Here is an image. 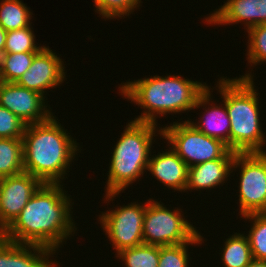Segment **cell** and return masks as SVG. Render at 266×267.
I'll return each instance as SVG.
<instances>
[{
  "mask_svg": "<svg viewBox=\"0 0 266 267\" xmlns=\"http://www.w3.org/2000/svg\"><path fill=\"white\" fill-rule=\"evenodd\" d=\"M247 267H266V260L253 258Z\"/></svg>",
  "mask_w": 266,
  "mask_h": 267,
  "instance_id": "f546056e",
  "label": "cell"
},
{
  "mask_svg": "<svg viewBox=\"0 0 266 267\" xmlns=\"http://www.w3.org/2000/svg\"><path fill=\"white\" fill-rule=\"evenodd\" d=\"M169 149L158 152L157 155H150L147 170L156 180L163 183L171 190L186 192L188 183V166L187 164L173 151ZM169 150V151H167Z\"/></svg>",
  "mask_w": 266,
  "mask_h": 267,
  "instance_id": "2e32d148",
  "label": "cell"
},
{
  "mask_svg": "<svg viewBox=\"0 0 266 267\" xmlns=\"http://www.w3.org/2000/svg\"><path fill=\"white\" fill-rule=\"evenodd\" d=\"M204 18L208 25H232L243 23L248 30L266 24V0H227Z\"/></svg>",
  "mask_w": 266,
  "mask_h": 267,
  "instance_id": "4fadbf2b",
  "label": "cell"
},
{
  "mask_svg": "<svg viewBox=\"0 0 266 267\" xmlns=\"http://www.w3.org/2000/svg\"><path fill=\"white\" fill-rule=\"evenodd\" d=\"M64 62L48 46L35 56L28 70L16 82L18 85L41 94L56 88L65 81Z\"/></svg>",
  "mask_w": 266,
  "mask_h": 267,
  "instance_id": "7c38bea8",
  "label": "cell"
},
{
  "mask_svg": "<svg viewBox=\"0 0 266 267\" xmlns=\"http://www.w3.org/2000/svg\"><path fill=\"white\" fill-rule=\"evenodd\" d=\"M246 31L248 33L246 60L250 63V67L266 63V24H259Z\"/></svg>",
  "mask_w": 266,
  "mask_h": 267,
  "instance_id": "4316f807",
  "label": "cell"
},
{
  "mask_svg": "<svg viewBox=\"0 0 266 267\" xmlns=\"http://www.w3.org/2000/svg\"><path fill=\"white\" fill-rule=\"evenodd\" d=\"M240 77H220L221 94L230 118L229 150L236 153H265L266 136L260 123L259 97L252 72ZM259 107V108H258Z\"/></svg>",
  "mask_w": 266,
  "mask_h": 267,
  "instance_id": "277c9868",
  "label": "cell"
},
{
  "mask_svg": "<svg viewBox=\"0 0 266 267\" xmlns=\"http://www.w3.org/2000/svg\"><path fill=\"white\" fill-rule=\"evenodd\" d=\"M38 52L3 53L0 61V81L17 82L28 70Z\"/></svg>",
  "mask_w": 266,
  "mask_h": 267,
  "instance_id": "7402d4cb",
  "label": "cell"
},
{
  "mask_svg": "<svg viewBox=\"0 0 266 267\" xmlns=\"http://www.w3.org/2000/svg\"><path fill=\"white\" fill-rule=\"evenodd\" d=\"M24 172L22 138H0V179Z\"/></svg>",
  "mask_w": 266,
  "mask_h": 267,
  "instance_id": "ac0fdd59",
  "label": "cell"
},
{
  "mask_svg": "<svg viewBox=\"0 0 266 267\" xmlns=\"http://www.w3.org/2000/svg\"><path fill=\"white\" fill-rule=\"evenodd\" d=\"M140 204L131 202L126 206H116L113 210L102 212L98 221L105 235H108L116 253L125 248L135 247L143 242V218L147 201Z\"/></svg>",
  "mask_w": 266,
  "mask_h": 267,
  "instance_id": "9c48e42d",
  "label": "cell"
},
{
  "mask_svg": "<svg viewBox=\"0 0 266 267\" xmlns=\"http://www.w3.org/2000/svg\"><path fill=\"white\" fill-rule=\"evenodd\" d=\"M32 15L30 8L21 0L0 2V26L6 32L30 26Z\"/></svg>",
  "mask_w": 266,
  "mask_h": 267,
  "instance_id": "ffe728a7",
  "label": "cell"
},
{
  "mask_svg": "<svg viewBox=\"0 0 266 267\" xmlns=\"http://www.w3.org/2000/svg\"><path fill=\"white\" fill-rule=\"evenodd\" d=\"M63 188V184L43 183L0 236L10 242L43 246L56 253L77 230L71 210L74 202Z\"/></svg>",
  "mask_w": 266,
  "mask_h": 267,
  "instance_id": "6da1fadb",
  "label": "cell"
},
{
  "mask_svg": "<svg viewBox=\"0 0 266 267\" xmlns=\"http://www.w3.org/2000/svg\"><path fill=\"white\" fill-rule=\"evenodd\" d=\"M26 124L0 105V138H23Z\"/></svg>",
  "mask_w": 266,
  "mask_h": 267,
  "instance_id": "83f0119b",
  "label": "cell"
},
{
  "mask_svg": "<svg viewBox=\"0 0 266 267\" xmlns=\"http://www.w3.org/2000/svg\"><path fill=\"white\" fill-rule=\"evenodd\" d=\"M240 218L252 222L247 235L252 257L266 260V213L248 214Z\"/></svg>",
  "mask_w": 266,
  "mask_h": 267,
  "instance_id": "cb8c5ba5",
  "label": "cell"
},
{
  "mask_svg": "<svg viewBox=\"0 0 266 267\" xmlns=\"http://www.w3.org/2000/svg\"><path fill=\"white\" fill-rule=\"evenodd\" d=\"M234 159H216L204 163L190 166L188 168V183L186 191L206 190L218 185L220 187L230 177L231 167ZM223 184V185H222Z\"/></svg>",
  "mask_w": 266,
  "mask_h": 267,
  "instance_id": "e0dca14e",
  "label": "cell"
},
{
  "mask_svg": "<svg viewBox=\"0 0 266 267\" xmlns=\"http://www.w3.org/2000/svg\"><path fill=\"white\" fill-rule=\"evenodd\" d=\"M209 87L210 86H208V88L198 97L194 106V110L203 106L202 108L205 109L203 116L198 118L199 122L197 123L194 122V120L192 121L191 119H189L188 121L198 131L209 137L221 140L229 148L230 118L228 116L226 105L225 103L223 105H218L215 103V101H212L211 92L213 91L210 90H213V88ZM213 102L215 103V105Z\"/></svg>",
  "mask_w": 266,
  "mask_h": 267,
  "instance_id": "9a60e30c",
  "label": "cell"
},
{
  "mask_svg": "<svg viewBox=\"0 0 266 267\" xmlns=\"http://www.w3.org/2000/svg\"><path fill=\"white\" fill-rule=\"evenodd\" d=\"M235 168L241 170L237 186L240 216L266 213V152L236 153L231 173Z\"/></svg>",
  "mask_w": 266,
  "mask_h": 267,
  "instance_id": "ba28073f",
  "label": "cell"
},
{
  "mask_svg": "<svg viewBox=\"0 0 266 267\" xmlns=\"http://www.w3.org/2000/svg\"><path fill=\"white\" fill-rule=\"evenodd\" d=\"M123 131L111 152L105 203L113 201L129 185L143 177L152 155L153 140L157 136L155 133L162 136V129L157 125L134 120L126 123Z\"/></svg>",
  "mask_w": 266,
  "mask_h": 267,
  "instance_id": "5b68a950",
  "label": "cell"
},
{
  "mask_svg": "<svg viewBox=\"0 0 266 267\" xmlns=\"http://www.w3.org/2000/svg\"><path fill=\"white\" fill-rule=\"evenodd\" d=\"M208 88L206 83L181 75L151 76L121 83L119 93L142 108L134 121L157 125V118L194 110L198 97ZM121 91V92H120ZM159 115V116H158ZM157 116V117H156Z\"/></svg>",
  "mask_w": 266,
  "mask_h": 267,
  "instance_id": "3957f363",
  "label": "cell"
},
{
  "mask_svg": "<svg viewBox=\"0 0 266 267\" xmlns=\"http://www.w3.org/2000/svg\"><path fill=\"white\" fill-rule=\"evenodd\" d=\"M155 199H148L143 218V242L171 246L191 241L199 231L186 220L181 209L170 210ZM168 208V209H167Z\"/></svg>",
  "mask_w": 266,
  "mask_h": 267,
  "instance_id": "52a82bcc",
  "label": "cell"
},
{
  "mask_svg": "<svg viewBox=\"0 0 266 267\" xmlns=\"http://www.w3.org/2000/svg\"><path fill=\"white\" fill-rule=\"evenodd\" d=\"M56 119L26 125L22 138L24 172L46 184H61L81 149Z\"/></svg>",
  "mask_w": 266,
  "mask_h": 267,
  "instance_id": "7a4b0ae2",
  "label": "cell"
},
{
  "mask_svg": "<svg viewBox=\"0 0 266 267\" xmlns=\"http://www.w3.org/2000/svg\"><path fill=\"white\" fill-rule=\"evenodd\" d=\"M181 122L161 127L160 138L168 141L167 144L188 167L216 159L235 158L236 152L230 151L221 140L198 131L188 120Z\"/></svg>",
  "mask_w": 266,
  "mask_h": 267,
  "instance_id": "8992f818",
  "label": "cell"
},
{
  "mask_svg": "<svg viewBox=\"0 0 266 267\" xmlns=\"http://www.w3.org/2000/svg\"><path fill=\"white\" fill-rule=\"evenodd\" d=\"M54 254L49 248L10 242L0 236V267H54L60 263L49 260Z\"/></svg>",
  "mask_w": 266,
  "mask_h": 267,
  "instance_id": "5bb4252c",
  "label": "cell"
},
{
  "mask_svg": "<svg viewBox=\"0 0 266 267\" xmlns=\"http://www.w3.org/2000/svg\"><path fill=\"white\" fill-rule=\"evenodd\" d=\"M199 232L191 241L179 245L160 246L158 267H189L188 246L202 245L204 239Z\"/></svg>",
  "mask_w": 266,
  "mask_h": 267,
  "instance_id": "603a6c76",
  "label": "cell"
},
{
  "mask_svg": "<svg viewBox=\"0 0 266 267\" xmlns=\"http://www.w3.org/2000/svg\"><path fill=\"white\" fill-rule=\"evenodd\" d=\"M7 32L0 26V54L4 53Z\"/></svg>",
  "mask_w": 266,
  "mask_h": 267,
  "instance_id": "f1b7e54d",
  "label": "cell"
},
{
  "mask_svg": "<svg viewBox=\"0 0 266 267\" xmlns=\"http://www.w3.org/2000/svg\"><path fill=\"white\" fill-rule=\"evenodd\" d=\"M115 255L125 263V267H158L160 246L142 243L122 249Z\"/></svg>",
  "mask_w": 266,
  "mask_h": 267,
  "instance_id": "44dd1931",
  "label": "cell"
},
{
  "mask_svg": "<svg viewBox=\"0 0 266 267\" xmlns=\"http://www.w3.org/2000/svg\"><path fill=\"white\" fill-rule=\"evenodd\" d=\"M45 98L16 82L0 81V105L18 116L26 125L46 121L53 113Z\"/></svg>",
  "mask_w": 266,
  "mask_h": 267,
  "instance_id": "8fae6325",
  "label": "cell"
},
{
  "mask_svg": "<svg viewBox=\"0 0 266 267\" xmlns=\"http://www.w3.org/2000/svg\"><path fill=\"white\" fill-rule=\"evenodd\" d=\"M32 26L7 32L4 53L39 52L44 46L36 44Z\"/></svg>",
  "mask_w": 266,
  "mask_h": 267,
  "instance_id": "d4e9b609",
  "label": "cell"
},
{
  "mask_svg": "<svg viewBox=\"0 0 266 267\" xmlns=\"http://www.w3.org/2000/svg\"><path fill=\"white\" fill-rule=\"evenodd\" d=\"M221 253L224 267H247L253 259L248 237L239 232L226 239Z\"/></svg>",
  "mask_w": 266,
  "mask_h": 267,
  "instance_id": "d6986e66",
  "label": "cell"
},
{
  "mask_svg": "<svg viewBox=\"0 0 266 267\" xmlns=\"http://www.w3.org/2000/svg\"><path fill=\"white\" fill-rule=\"evenodd\" d=\"M95 12L103 19L126 18L143 3L141 0H93Z\"/></svg>",
  "mask_w": 266,
  "mask_h": 267,
  "instance_id": "484cf974",
  "label": "cell"
},
{
  "mask_svg": "<svg viewBox=\"0 0 266 267\" xmlns=\"http://www.w3.org/2000/svg\"><path fill=\"white\" fill-rule=\"evenodd\" d=\"M42 184L26 172L0 179V234L16 219Z\"/></svg>",
  "mask_w": 266,
  "mask_h": 267,
  "instance_id": "30bf717a",
  "label": "cell"
}]
</instances>
